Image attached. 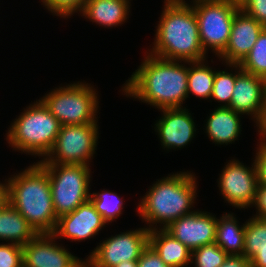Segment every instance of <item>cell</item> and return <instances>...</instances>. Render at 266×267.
Instances as JSON below:
<instances>
[{
	"label": "cell",
	"mask_w": 266,
	"mask_h": 267,
	"mask_svg": "<svg viewBox=\"0 0 266 267\" xmlns=\"http://www.w3.org/2000/svg\"><path fill=\"white\" fill-rule=\"evenodd\" d=\"M121 86V95L155 109L184 108L188 98V62L166 60L145 52Z\"/></svg>",
	"instance_id": "obj_1"
},
{
	"label": "cell",
	"mask_w": 266,
	"mask_h": 267,
	"mask_svg": "<svg viewBox=\"0 0 266 267\" xmlns=\"http://www.w3.org/2000/svg\"><path fill=\"white\" fill-rule=\"evenodd\" d=\"M196 14L202 48L218 57L227 47L239 8L223 0H189Z\"/></svg>",
	"instance_id": "obj_8"
},
{
	"label": "cell",
	"mask_w": 266,
	"mask_h": 267,
	"mask_svg": "<svg viewBox=\"0 0 266 267\" xmlns=\"http://www.w3.org/2000/svg\"><path fill=\"white\" fill-rule=\"evenodd\" d=\"M250 74L266 77V27L259 34L251 51L239 63Z\"/></svg>",
	"instance_id": "obj_27"
},
{
	"label": "cell",
	"mask_w": 266,
	"mask_h": 267,
	"mask_svg": "<svg viewBox=\"0 0 266 267\" xmlns=\"http://www.w3.org/2000/svg\"><path fill=\"white\" fill-rule=\"evenodd\" d=\"M255 161L258 175V183L266 186V143L259 142L255 147Z\"/></svg>",
	"instance_id": "obj_32"
},
{
	"label": "cell",
	"mask_w": 266,
	"mask_h": 267,
	"mask_svg": "<svg viewBox=\"0 0 266 267\" xmlns=\"http://www.w3.org/2000/svg\"><path fill=\"white\" fill-rule=\"evenodd\" d=\"M99 129V123L61 125L52 149L37 162L91 166L99 143Z\"/></svg>",
	"instance_id": "obj_9"
},
{
	"label": "cell",
	"mask_w": 266,
	"mask_h": 267,
	"mask_svg": "<svg viewBox=\"0 0 266 267\" xmlns=\"http://www.w3.org/2000/svg\"><path fill=\"white\" fill-rule=\"evenodd\" d=\"M60 129V122L36 99L12 120L4 136L12 150L39 157L41 161L52 149Z\"/></svg>",
	"instance_id": "obj_5"
},
{
	"label": "cell",
	"mask_w": 266,
	"mask_h": 267,
	"mask_svg": "<svg viewBox=\"0 0 266 267\" xmlns=\"http://www.w3.org/2000/svg\"><path fill=\"white\" fill-rule=\"evenodd\" d=\"M208 59L188 62V98L192 94L196 98L208 100L211 97L216 68L209 66Z\"/></svg>",
	"instance_id": "obj_23"
},
{
	"label": "cell",
	"mask_w": 266,
	"mask_h": 267,
	"mask_svg": "<svg viewBox=\"0 0 266 267\" xmlns=\"http://www.w3.org/2000/svg\"><path fill=\"white\" fill-rule=\"evenodd\" d=\"M7 201V177L0 181V207Z\"/></svg>",
	"instance_id": "obj_38"
},
{
	"label": "cell",
	"mask_w": 266,
	"mask_h": 267,
	"mask_svg": "<svg viewBox=\"0 0 266 267\" xmlns=\"http://www.w3.org/2000/svg\"><path fill=\"white\" fill-rule=\"evenodd\" d=\"M40 3L53 16L67 20L82 11L86 0H40Z\"/></svg>",
	"instance_id": "obj_29"
},
{
	"label": "cell",
	"mask_w": 266,
	"mask_h": 267,
	"mask_svg": "<svg viewBox=\"0 0 266 267\" xmlns=\"http://www.w3.org/2000/svg\"><path fill=\"white\" fill-rule=\"evenodd\" d=\"M7 201L38 233H53L58 222L48 172L38 163L7 177Z\"/></svg>",
	"instance_id": "obj_4"
},
{
	"label": "cell",
	"mask_w": 266,
	"mask_h": 267,
	"mask_svg": "<svg viewBox=\"0 0 266 267\" xmlns=\"http://www.w3.org/2000/svg\"><path fill=\"white\" fill-rule=\"evenodd\" d=\"M38 234L8 201L0 207V242L24 246Z\"/></svg>",
	"instance_id": "obj_21"
},
{
	"label": "cell",
	"mask_w": 266,
	"mask_h": 267,
	"mask_svg": "<svg viewBox=\"0 0 266 267\" xmlns=\"http://www.w3.org/2000/svg\"><path fill=\"white\" fill-rule=\"evenodd\" d=\"M245 225L235 213L224 212L217 218L215 243L228 255L243 256Z\"/></svg>",
	"instance_id": "obj_22"
},
{
	"label": "cell",
	"mask_w": 266,
	"mask_h": 267,
	"mask_svg": "<svg viewBox=\"0 0 266 267\" xmlns=\"http://www.w3.org/2000/svg\"><path fill=\"white\" fill-rule=\"evenodd\" d=\"M154 41L146 52L166 60L198 62L208 58L202 48L198 22L187 1H164Z\"/></svg>",
	"instance_id": "obj_3"
},
{
	"label": "cell",
	"mask_w": 266,
	"mask_h": 267,
	"mask_svg": "<svg viewBox=\"0 0 266 267\" xmlns=\"http://www.w3.org/2000/svg\"><path fill=\"white\" fill-rule=\"evenodd\" d=\"M198 177L193 171H179L156 179L139 199L137 214L151 231L165 229L172 222L196 211ZM158 224V225H157Z\"/></svg>",
	"instance_id": "obj_2"
},
{
	"label": "cell",
	"mask_w": 266,
	"mask_h": 267,
	"mask_svg": "<svg viewBox=\"0 0 266 267\" xmlns=\"http://www.w3.org/2000/svg\"><path fill=\"white\" fill-rule=\"evenodd\" d=\"M220 267H251L250 260L244 256L228 255Z\"/></svg>",
	"instance_id": "obj_35"
},
{
	"label": "cell",
	"mask_w": 266,
	"mask_h": 267,
	"mask_svg": "<svg viewBox=\"0 0 266 267\" xmlns=\"http://www.w3.org/2000/svg\"><path fill=\"white\" fill-rule=\"evenodd\" d=\"M218 175L219 194L225 203L239 210L251 208L259 184L254 159L248 167L242 161L233 158L226 162Z\"/></svg>",
	"instance_id": "obj_11"
},
{
	"label": "cell",
	"mask_w": 266,
	"mask_h": 267,
	"mask_svg": "<svg viewBox=\"0 0 266 267\" xmlns=\"http://www.w3.org/2000/svg\"><path fill=\"white\" fill-rule=\"evenodd\" d=\"M106 225L108 224L88 200L73 212L60 216L52 234L58 241L67 239L71 242H85L87 239H94Z\"/></svg>",
	"instance_id": "obj_14"
},
{
	"label": "cell",
	"mask_w": 266,
	"mask_h": 267,
	"mask_svg": "<svg viewBox=\"0 0 266 267\" xmlns=\"http://www.w3.org/2000/svg\"><path fill=\"white\" fill-rule=\"evenodd\" d=\"M264 79V104H266V77Z\"/></svg>",
	"instance_id": "obj_41"
},
{
	"label": "cell",
	"mask_w": 266,
	"mask_h": 267,
	"mask_svg": "<svg viewBox=\"0 0 266 267\" xmlns=\"http://www.w3.org/2000/svg\"><path fill=\"white\" fill-rule=\"evenodd\" d=\"M251 267H266V249L259 252L250 260Z\"/></svg>",
	"instance_id": "obj_37"
},
{
	"label": "cell",
	"mask_w": 266,
	"mask_h": 267,
	"mask_svg": "<svg viewBox=\"0 0 266 267\" xmlns=\"http://www.w3.org/2000/svg\"><path fill=\"white\" fill-rule=\"evenodd\" d=\"M52 233H39L23 248L24 267H85V259L74 256Z\"/></svg>",
	"instance_id": "obj_13"
},
{
	"label": "cell",
	"mask_w": 266,
	"mask_h": 267,
	"mask_svg": "<svg viewBox=\"0 0 266 267\" xmlns=\"http://www.w3.org/2000/svg\"><path fill=\"white\" fill-rule=\"evenodd\" d=\"M0 267H24L23 248L12 243H0Z\"/></svg>",
	"instance_id": "obj_30"
},
{
	"label": "cell",
	"mask_w": 266,
	"mask_h": 267,
	"mask_svg": "<svg viewBox=\"0 0 266 267\" xmlns=\"http://www.w3.org/2000/svg\"><path fill=\"white\" fill-rule=\"evenodd\" d=\"M254 207L256 213L253 215L254 217L264 218L266 219V186L262 184H258L255 201L251 206Z\"/></svg>",
	"instance_id": "obj_34"
},
{
	"label": "cell",
	"mask_w": 266,
	"mask_h": 267,
	"mask_svg": "<svg viewBox=\"0 0 266 267\" xmlns=\"http://www.w3.org/2000/svg\"><path fill=\"white\" fill-rule=\"evenodd\" d=\"M242 117L230 107L216 106L204 120L203 131L215 146L233 144L242 135Z\"/></svg>",
	"instance_id": "obj_18"
},
{
	"label": "cell",
	"mask_w": 266,
	"mask_h": 267,
	"mask_svg": "<svg viewBox=\"0 0 266 267\" xmlns=\"http://www.w3.org/2000/svg\"><path fill=\"white\" fill-rule=\"evenodd\" d=\"M161 117L154 123V131L166 151L181 150L191 144L198 133V127L190 110L184 108L159 109Z\"/></svg>",
	"instance_id": "obj_12"
},
{
	"label": "cell",
	"mask_w": 266,
	"mask_h": 267,
	"mask_svg": "<svg viewBox=\"0 0 266 267\" xmlns=\"http://www.w3.org/2000/svg\"><path fill=\"white\" fill-rule=\"evenodd\" d=\"M259 249H266V219L250 216L245 225L243 256L251 260Z\"/></svg>",
	"instance_id": "obj_26"
},
{
	"label": "cell",
	"mask_w": 266,
	"mask_h": 267,
	"mask_svg": "<svg viewBox=\"0 0 266 267\" xmlns=\"http://www.w3.org/2000/svg\"><path fill=\"white\" fill-rule=\"evenodd\" d=\"M39 98L61 125L99 123V92L85 80L59 84Z\"/></svg>",
	"instance_id": "obj_6"
},
{
	"label": "cell",
	"mask_w": 266,
	"mask_h": 267,
	"mask_svg": "<svg viewBox=\"0 0 266 267\" xmlns=\"http://www.w3.org/2000/svg\"><path fill=\"white\" fill-rule=\"evenodd\" d=\"M114 267H138L137 260L133 261H123L120 264L114 266Z\"/></svg>",
	"instance_id": "obj_40"
},
{
	"label": "cell",
	"mask_w": 266,
	"mask_h": 267,
	"mask_svg": "<svg viewBox=\"0 0 266 267\" xmlns=\"http://www.w3.org/2000/svg\"><path fill=\"white\" fill-rule=\"evenodd\" d=\"M47 172L56 216L73 212L89 200L92 166L83 164L39 163Z\"/></svg>",
	"instance_id": "obj_7"
},
{
	"label": "cell",
	"mask_w": 266,
	"mask_h": 267,
	"mask_svg": "<svg viewBox=\"0 0 266 267\" xmlns=\"http://www.w3.org/2000/svg\"><path fill=\"white\" fill-rule=\"evenodd\" d=\"M164 1H186V0H164Z\"/></svg>",
	"instance_id": "obj_42"
},
{
	"label": "cell",
	"mask_w": 266,
	"mask_h": 267,
	"mask_svg": "<svg viewBox=\"0 0 266 267\" xmlns=\"http://www.w3.org/2000/svg\"><path fill=\"white\" fill-rule=\"evenodd\" d=\"M223 66H226V69H216L213 90L209 101H217L219 107H228L237 78V64L226 63Z\"/></svg>",
	"instance_id": "obj_25"
},
{
	"label": "cell",
	"mask_w": 266,
	"mask_h": 267,
	"mask_svg": "<svg viewBox=\"0 0 266 267\" xmlns=\"http://www.w3.org/2000/svg\"><path fill=\"white\" fill-rule=\"evenodd\" d=\"M89 200L108 225L123 214L124 199L116 192L101 189L100 192H92Z\"/></svg>",
	"instance_id": "obj_24"
},
{
	"label": "cell",
	"mask_w": 266,
	"mask_h": 267,
	"mask_svg": "<svg viewBox=\"0 0 266 267\" xmlns=\"http://www.w3.org/2000/svg\"><path fill=\"white\" fill-rule=\"evenodd\" d=\"M264 111L261 120L255 125L257 136H259V142L266 143V104H264Z\"/></svg>",
	"instance_id": "obj_36"
},
{
	"label": "cell",
	"mask_w": 266,
	"mask_h": 267,
	"mask_svg": "<svg viewBox=\"0 0 266 267\" xmlns=\"http://www.w3.org/2000/svg\"><path fill=\"white\" fill-rule=\"evenodd\" d=\"M216 214L197 209L172 222L165 229L191 251L216 239Z\"/></svg>",
	"instance_id": "obj_15"
},
{
	"label": "cell",
	"mask_w": 266,
	"mask_h": 267,
	"mask_svg": "<svg viewBox=\"0 0 266 267\" xmlns=\"http://www.w3.org/2000/svg\"><path fill=\"white\" fill-rule=\"evenodd\" d=\"M264 79L245 72L237 64V78L230 105L235 112L249 116L254 126L261 120L264 111Z\"/></svg>",
	"instance_id": "obj_16"
},
{
	"label": "cell",
	"mask_w": 266,
	"mask_h": 267,
	"mask_svg": "<svg viewBox=\"0 0 266 267\" xmlns=\"http://www.w3.org/2000/svg\"><path fill=\"white\" fill-rule=\"evenodd\" d=\"M264 28V25L240 9L233 19L228 45L216 59L222 61L221 64H239L251 51Z\"/></svg>",
	"instance_id": "obj_17"
},
{
	"label": "cell",
	"mask_w": 266,
	"mask_h": 267,
	"mask_svg": "<svg viewBox=\"0 0 266 267\" xmlns=\"http://www.w3.org/2000/svg\"><path fill=\"white\" fill-rule=\"evenodd\" d=\"M223 1L241 9L248 0H223Z\"/></svg>",
	"instance_id": "obj_39"
},
{
	"label": "cell",
	"mask_w": 266,
	"mask_h": 267,
	"mask_svg": "<svg viewBox=\"0 0 266 267\" xmlns=\"http://www.w3.org/2000/svg\"><path fill=\"white\" fill-rule=\"evenodd\" d=\"M132 0H86L85 6L78 16L89 19L103 28L123 25L129 20Z\"/></svg>",
	"instance_id": "obj_19"
},
{
	"label": "cell",
	"mask_w": 266,
	"mask_h": 267,
	"mask_svg": "<svg viewBox=\"0 0 266 267\" xmlns=\"http://www.w3.org/2000/svg\"><path fill=\"white\" fill-rule=\"evenodd\" d=\"M228 254L215 242L198 247L192 251V267H220Z\"/></svg>",
	"instance_id": "obj_28"
},
{
	"label": "cell",
	"mask_w": 266,
	"mask_h": 267,
	"mask_svg": "<svg viewBox=\"0 0 266 267\" xmlns=\"http://www.w3.org/2000/svg\"><path fill=\"white\" fill-rule=\"evenodd\" d=\"M149 245L166 265L170 267H191L192 251L166 229L151 230L149 232Z\"/></svg>",
	"instance_id": "obj_20"
},
{
	"label": "cell",
	"mask_w": 266,
	"mask_h": 267,
	"mask_svg": "<svg viewBox=\"0 0 266 267\" xmlns=\"http://www.w3.org/2000/svg\"><path fill=\"white\" fill-rule=\"evenodd\" d=\"M241 10L266 27V0H248Z\"/></svg>",
	"instance_id": "obj_31"
},
{
	"label": "cell",
	"mask_w": 266,
	"mask_h": 267,
	"mask_svg": "<svg viewBox=\"0 0 266 267\" xmlns=\"http://www.w3.org/2000/svg\"><path fill=\"white\" fill-rule=\"evenodd\" d=\"M149 230L144 226L102 239L85 256V267H114L121 262L138 260L149 245Z\"/></svg>",
	"instance_id": "obj_10"
},
{
	"label": "cell",
	"mask_w": 266,
	"mask_h": 267,
	"mask_svg": "<svg viewBox=\"0 0 266 267\" xmlns=\"http://www.w3.org/2000/svg\"><path fill=\"white\" fill-rule=\"evenodd\" d=\"M138 267H170L166 265L157 252L148 245L137 260Z\"/></svg>",
	"instance_id": "obj_33"
}]
</instances>
